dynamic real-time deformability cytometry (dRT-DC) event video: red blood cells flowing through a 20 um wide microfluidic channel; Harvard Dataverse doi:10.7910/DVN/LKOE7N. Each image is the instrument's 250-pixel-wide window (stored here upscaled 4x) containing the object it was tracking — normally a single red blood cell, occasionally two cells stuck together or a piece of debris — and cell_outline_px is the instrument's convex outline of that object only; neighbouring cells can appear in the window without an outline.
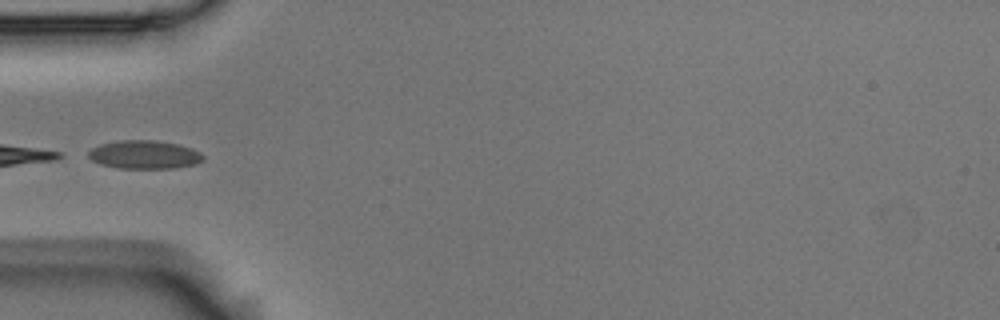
{"species": "Egyptian fruit bat (a non-hibernating species)", "species_latin": "Rousettus aegyptiacus", "temperature_condition": "room temperature", "stored_images_in_passage": 5, "camera_frame_rate_fps": 3000, "um_per_image_px": 0.085, "animal": {"sex": "male"}, "frame": {"image": 1, "passage_image": 5, "time_ms": 1.333, "image_size_px": [1000, 320], "cell_outline_px": [[204, 160], [196, 164], [176, 168], [116, 168], [100, 164], [92, 160], [88, 156], [88, 152], [92, 148], [100, 144], [120, 140], [156, 140], [180, 144], [192, 148], [200, 152], [204, 156]], "centroid_in_image_um": [12.3, 13.14], "position_along_channel_um": 72.7, "area_um2": 19.19}}